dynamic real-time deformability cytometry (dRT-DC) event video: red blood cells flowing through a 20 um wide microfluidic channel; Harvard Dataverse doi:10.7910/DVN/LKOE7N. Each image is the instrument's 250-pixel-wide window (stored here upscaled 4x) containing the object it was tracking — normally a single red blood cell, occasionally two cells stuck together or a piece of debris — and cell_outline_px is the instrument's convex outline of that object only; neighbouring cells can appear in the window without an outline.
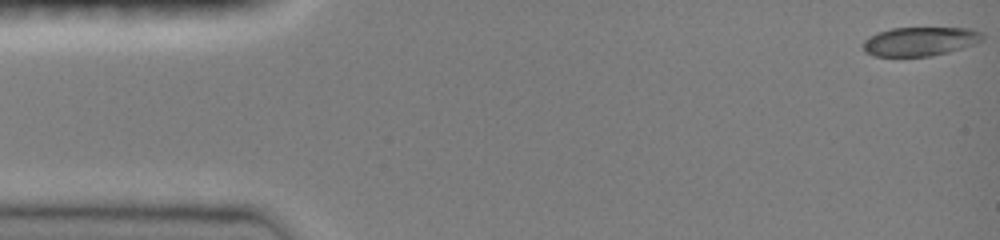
{"species": "common noctule bat (a hibernating species)", "species_latin": "Nyctalus noctula", "temperature_condition": "room temperature", "stored_images_in_passage": 45, "camera_frame_rate_fps": 3000, "um_per_image_px": 0.085, "animal": {"sex": "female", "body_mass_g": 19.0, "forearm_length_mm": 51.5}, "frame": {"image": 1, "passage_image": 1, "time_ms": 0.0, "image_size_px": [1000, 240], "cell_outline_px": [[984, 40], [976, 44], [948, 52], [932, 56], [872, 56], [864, 52], [860, 44], [864, 40], [876, 32], [892, 28], [972, 28], [984, 32]], "centroid_in_image_um": [78.21, 3.52], "position_along_channel_um": 6.8, "area_um2": 20.58}}
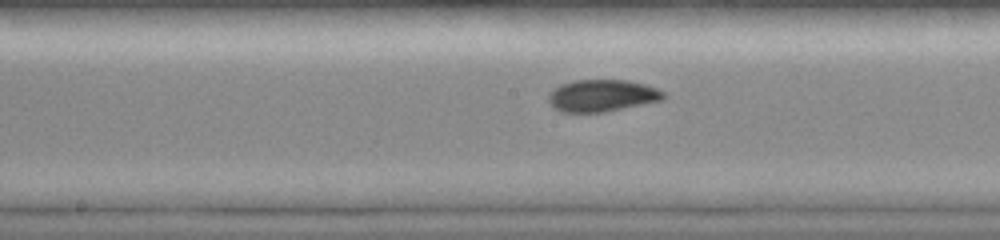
{"frame": {"image": 2, "passage_image": 24, "time_ms": 7.667, "image_size_px": [1000, 240], "cell_outline_px": [[664, 100], [604, 112], [560, 112], [548, 100], [548, 96], [560, 84], [572, 80], [628, 80], [644, 84], [656, 88], [664, 92]], "centroid_in_image_um": [51.19, 8.12], "position_along_channel_um": 197.0, "area_um2": 21.33}}
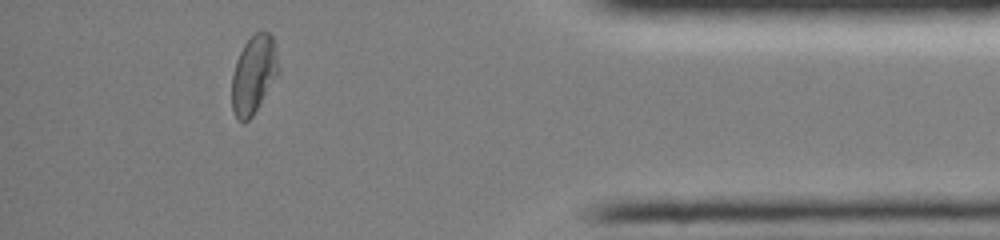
{"frame": {"image": 3, "passage_image": 42, "time_ms": 13.667, "image_size_px": [1000, 240], "cell_outline_px": [[280, 72], [252, 116], [244, 124], [236, 120], [232, 112], [232, 76], [236, 60], [244, 44], [256, 32], [268, 32], [272, 36], [280, 68]], "centroid_in_image_um": [21.55, 6.38], "position_along_channel_um": 413.6, "area_um2": 21.33}, "authors_computed_cell_mechanics": {"area_um2": 21.386, "velocity_mm_per_s": 4.0696, "shape_relaxation_time_tau1_ms": 5.778, "shape_relaxation_time_tau2_ms": 0.9846, "deformation_change_tau1": 0.1626, "deformation_change_tau2": 0.0296}}